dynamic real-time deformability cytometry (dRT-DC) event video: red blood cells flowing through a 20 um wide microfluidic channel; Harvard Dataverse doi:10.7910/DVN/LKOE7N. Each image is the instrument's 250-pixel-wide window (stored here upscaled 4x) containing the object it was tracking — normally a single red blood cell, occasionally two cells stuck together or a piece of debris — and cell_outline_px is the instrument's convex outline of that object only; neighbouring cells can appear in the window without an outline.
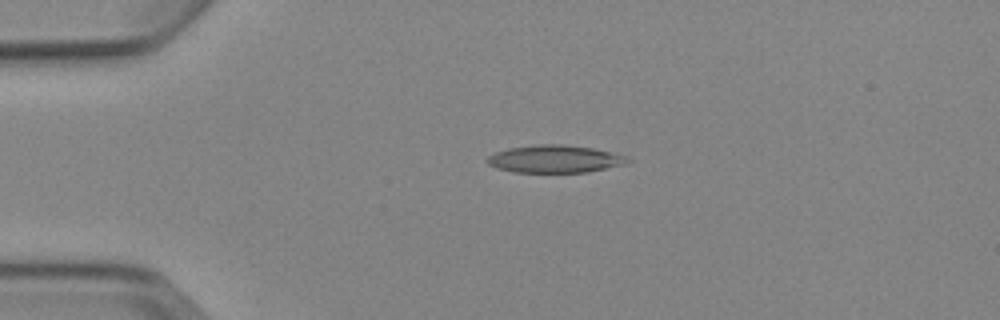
{"species": "Egyptian fruit bat (a non-hibernating species)", "species_latin": "Rousettus aegyptiacus", "temperature_condition": "cold", "stored_images_in_passage": 3, "camera_frame_rate_fps": 3000, "um_per_image_px": 0.085, "animal": {"sex": "female"}, "frame": {"image": 1, "passage_image": 3, "time_ms": 2.333, "image_size_px": [1000, 320], "cell_outline_px": [[632, 160], [628, 164], [588, 172], [512, 172], [496, 168], [488, 164], [488, 156], [496, 152], [508, 148], [536, 144], [564, 144], [592, 148], [612, 152], [624, 156]], "centroid_in_image_um": [47.18, 13.51], "position_along_channel_um": 37.8, "area_um2": 22.66}}